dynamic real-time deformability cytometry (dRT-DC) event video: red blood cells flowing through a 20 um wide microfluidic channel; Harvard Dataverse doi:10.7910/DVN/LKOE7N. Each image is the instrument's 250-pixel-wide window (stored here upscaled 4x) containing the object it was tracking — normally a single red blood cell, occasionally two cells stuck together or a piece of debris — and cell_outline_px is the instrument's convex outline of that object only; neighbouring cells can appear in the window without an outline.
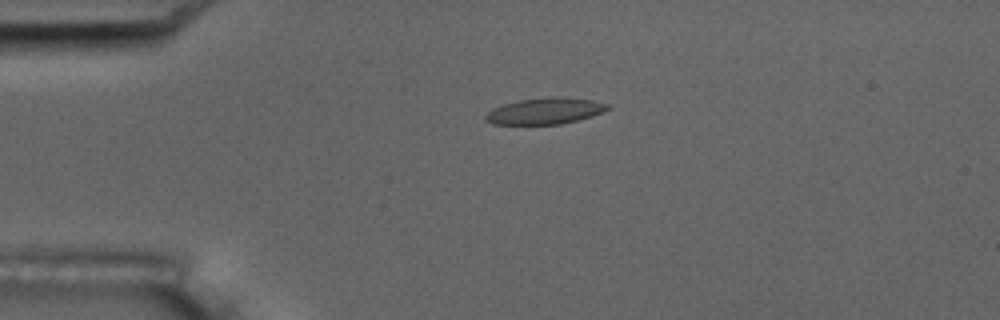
{"species": "common noctule bat (a hibernating species)", "species_latin": "Nyctalus noctula", "temperature_condition": "room temperature", "stored_images_in_passage": 6, "camera_frame_rate_fps": 3000, "um_per_image_px": 0.085, "animal": {"sex": "male", "body_mass_g": 17.5, "forearm_length_mm": 52.3}, "frame": {"image": 1, "passage_image": 5, "time_ms": 4.333, "image_size_px": [1000, 320], "cell_outline_px": [[612, 108], [592, 116], [560, 124], [492, 124], [484, 120], [484, 116], [492, 108], [504, 104], [520, 100], [548, 96], [556, 96], [592, 100], [608, 104]], "centroid_in_image_um": [46.32, 9.43], "position_along_channel_um": 38.7, "area_um2": 18.73}}